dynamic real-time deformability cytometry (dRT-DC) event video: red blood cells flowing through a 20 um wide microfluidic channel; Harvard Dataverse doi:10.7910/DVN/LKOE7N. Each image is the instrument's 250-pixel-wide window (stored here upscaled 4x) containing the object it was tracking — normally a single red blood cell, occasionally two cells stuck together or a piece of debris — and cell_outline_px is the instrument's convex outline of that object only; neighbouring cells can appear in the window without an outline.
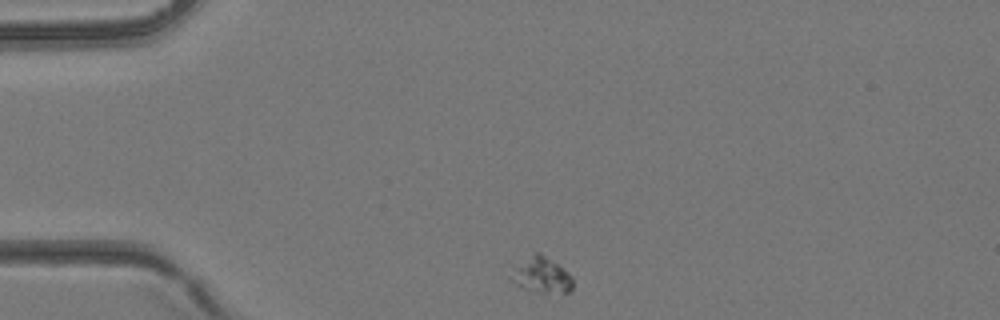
{"species": "common noctule bat (a hibernating species)", "species_latin": "Nyctalus noctula", "temperature_condition": "room temperature", "stored_images_in_passage": 2, "camera_frame_rate_fps": 3000, "um_per_image_px": 0.085, "animal": {"sex": "female", "body_mass_g": 24.6, "forearm_length_mm": 56.2}, "frame": {"image": 1, "passage_image": 1, "time_ms": 0.0, "image_size_px": [1000, 320], "cell_outline_px": [[572, 288], [568, 292], [540, 292], [524, 288], [516, 284], [508, 276], [516, 268], [536, 252], [540, 252], [564, 268], [572, 276]], "centroid_in_image_um": [46.08, 23.39], "position_along_channel_um": 38.9, "area_um2": 12.31}}